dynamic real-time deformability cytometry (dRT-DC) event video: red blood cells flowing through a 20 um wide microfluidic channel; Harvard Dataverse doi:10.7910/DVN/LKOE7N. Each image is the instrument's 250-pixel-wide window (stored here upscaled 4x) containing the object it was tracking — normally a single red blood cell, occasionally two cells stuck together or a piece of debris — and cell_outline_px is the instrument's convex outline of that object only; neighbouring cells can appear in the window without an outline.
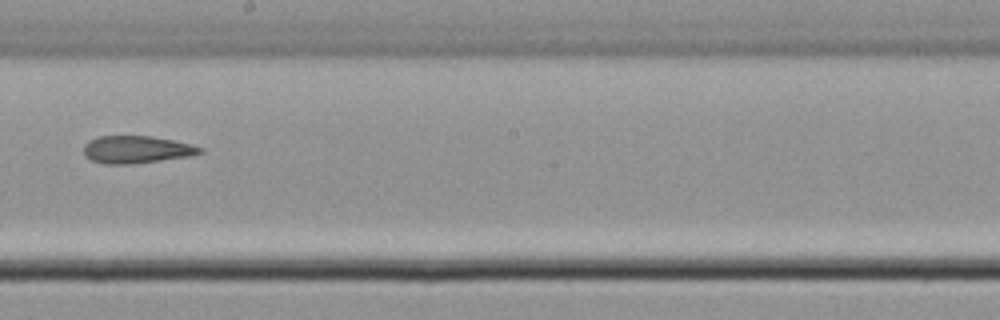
{"species": "common noctule bat (a hibernating species)", "species_latin": "Nyctalus noctula", "temperature_condition": "cold", "stored_images_in_passage": 10, "camera_frame_rate_fps": 3000, "um_per_image_px": 0.085, "animal": {"sex": "male", "body_mass_g": 21.5, "forearm_length_mm": 52.0}, "frame": {"image": 1, "passage_image": 9, "time_ms": 10.667, "image_size_px": [1000, 320], "cell_outline_px": [[204, 152], [188, 156], [160, 160], [128, 164], [104, 164], [88, 160], [84, 156], [84, 144], [88, 140], [100, 136], [152, 136], [192, 144], [204, 148]], "centroid_in_image_um": [11.57, 12.71], "position_along_channel_um": 236.6, "area_um2": 18.67}}
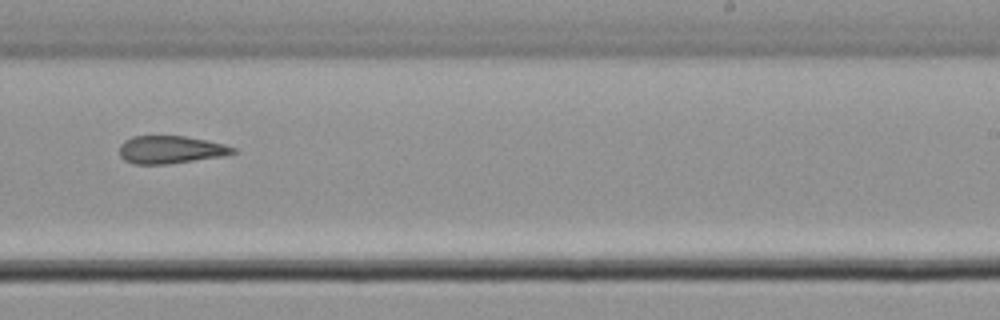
{"frame": {"image": 2, "passage_image": 10, "time_ms": 11.667, "image_size_px": [1000, 320], "cell_outline_px": [[236, 152], [224, 156], [168, 164], [132, 164], [124, 160], [120, 156], [120, 144], [124, 140], [132, 136], [184, 136], [224, 144], [236, 148]], "centroid_in_image_um": [14.48, 12.73], "position_along_channel_um": 274.5, "area_um2": 18.38}}